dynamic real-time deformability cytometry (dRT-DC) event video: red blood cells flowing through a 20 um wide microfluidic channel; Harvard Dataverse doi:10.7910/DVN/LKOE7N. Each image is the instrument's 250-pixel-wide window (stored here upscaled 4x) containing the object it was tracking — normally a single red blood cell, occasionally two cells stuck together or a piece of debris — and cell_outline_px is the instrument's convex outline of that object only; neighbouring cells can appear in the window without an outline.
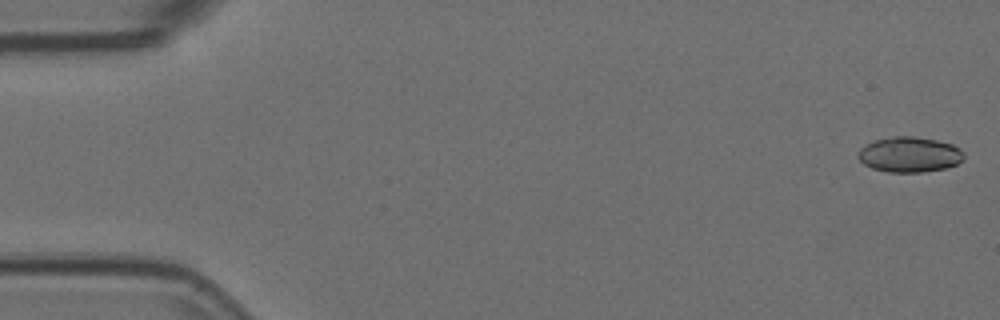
{"species": "Egyptian fruit bat (a non-hibernating species)", "species_latin": "Rousettus aegyptiacus", "temperature_condition": "room temperature", "stored_images_in_passage": 17, "camera_frame_rate_fps": 3000, "um_per_image_px": 0.085, "animal": {"sex": "female"}, "frame": {"image": 1, "passage_image": 1, "time_ms": 0.0, "image_size_px": [1000, 320], "cell_outline_px": [[964, 160], [956, 164], [944, 168], [920, 172], [888, 172], [872, 168], [864, 164], [856, 156], [860, 148], [876, 140], [892, 136], [912, 136], [936, 140], [952, 144], [960, 148], [964, 152]], "centroid_in_image_um": [77.31, 13.13], "position_along_channel_um": 7.7, "area_um2": 21.73}}